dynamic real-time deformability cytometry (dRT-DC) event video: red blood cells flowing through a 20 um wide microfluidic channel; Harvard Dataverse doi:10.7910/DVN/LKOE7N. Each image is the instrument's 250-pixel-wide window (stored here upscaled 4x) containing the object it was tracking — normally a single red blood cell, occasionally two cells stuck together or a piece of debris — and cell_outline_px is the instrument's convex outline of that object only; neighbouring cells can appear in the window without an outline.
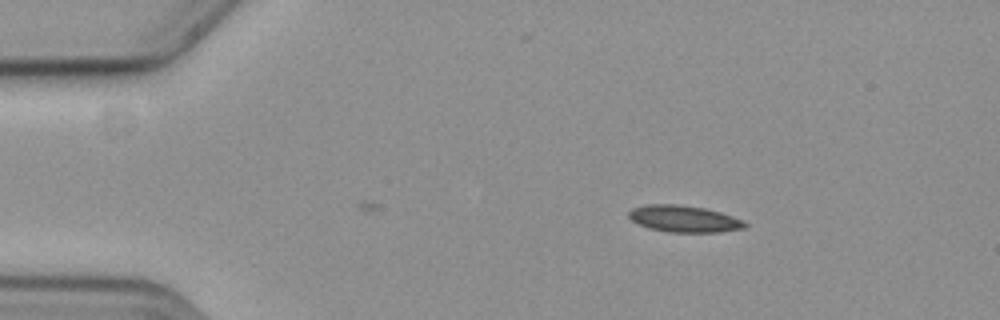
{"species": "common noctule bat (a hibernating species)", "species_latin": "Nyctalus noctula", "temperature_condition": "cold", "stored_images_in_passage": 44, "camera_frame_rate_fps": 3000, "um_per_image_px": 0.085, "animal": {"sex": "female", "body_mass_g": 19.3, "forearm_length_mm": 54.1}, "frame": {"image": 1, "passage_image": 1, "time_ms": 0.0, "image_size_px": [1000, 320], "cell_outline_px": [[748, 228], [720, 232], [668, 232], [648, 228], [636, 224], [628, 216], [628, 212], [632, 208], [648, 204], [676, 204], [704, 208], [720, 212], [744, 220], [748, 224]], "centroid_in_image_um": [58.15, 18.61], "position_along_channel_um": 26.8, "area_um2": 18.26}}
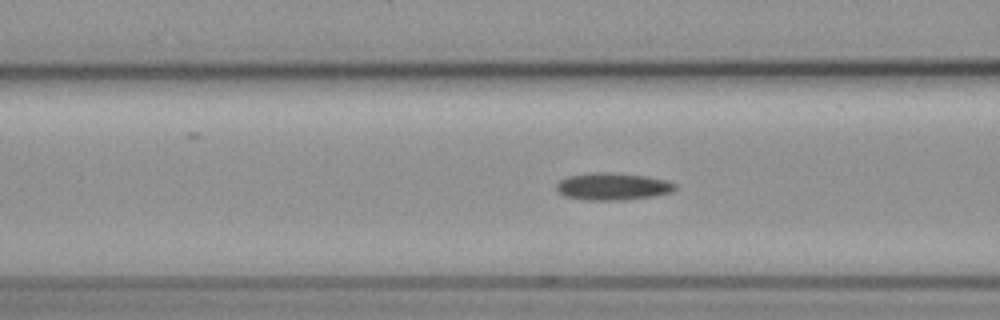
{"frame": {"image": 2, "passage_image": 14, "time_ms": 4.333, "image_size_px": [1000, 320], "cell_outline_px": [[676, 188], [672, 192], [656, 196], [624, 200], [584, 200], [564, 196], [556, 188], [556, 184], [560, 180], [568, 176], [596, 172], [604, 172], [644, 176], [664, 180], [676, 184]], "centroid_in_image_um": [52.07, 15.86], "position_along_channel_um": 114.5, "area_um2": 18.73}}
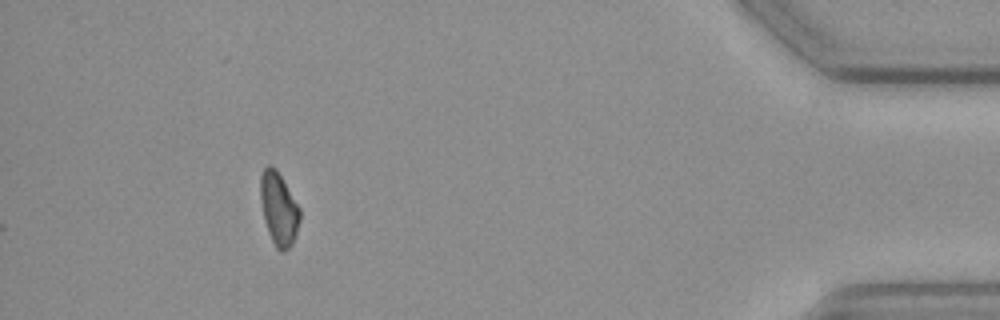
{"frame": {"image": 3, "passage_image": 44, "time_ms": 14.333, "image_size_px": [1000, 320], "cell_outline_px": [[300, 220], [292, 244], [288, 248], [280, 252], [276, 248], [268, 232], [264, 220], [260, 200], [260, 176], [264, 168], [268, 164], [276, 168], [300, 208]], "centroid_in_image_um": [23.68, 17.73], "position_along_channel_um": 411.5, "area_um2": 16.7}}